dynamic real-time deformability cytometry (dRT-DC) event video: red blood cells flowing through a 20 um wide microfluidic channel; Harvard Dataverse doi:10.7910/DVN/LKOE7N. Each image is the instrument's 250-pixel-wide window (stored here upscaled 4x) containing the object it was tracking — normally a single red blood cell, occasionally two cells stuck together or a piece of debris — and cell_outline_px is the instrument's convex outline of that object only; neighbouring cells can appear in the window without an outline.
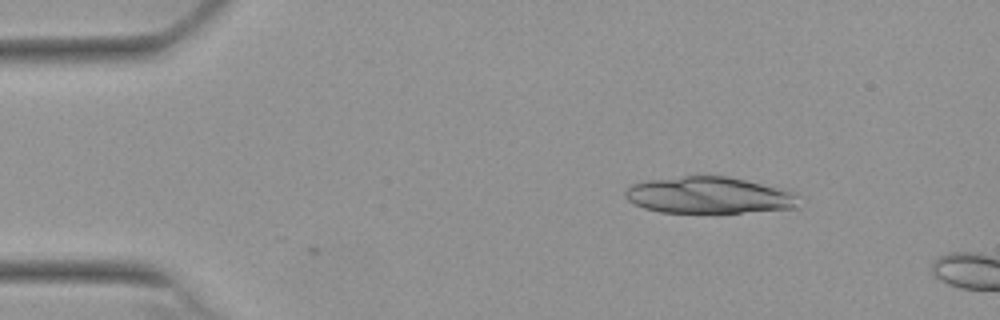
{"species": "Egyptian fruit bat (a non-hibernating species)", "species_latin": "Rousettus aegyptiacus", "temperature_condition": "warm", "stored_images_in_passage": 2, "camera_frame_rate_fps": 3000, "um_per_image_px": 0.085, "animal": {"sex": "female"}, "frame": {"image": 1, "passage_image": 1, "time_ms": 0.0, "image_size_px": [1000, 320], "cell_outline_px": [[800, 208], [740, 212], [660, 212], [644, 208], [628, 200], [624, 196], [624, 192], [632, 184], [644, 180], [684, 176], [728, 176], [788, 188], [796, 192], [800, 196]], "centroid_in_image_um": [60.37, 16.58], "position_along_channel_um": 24.6, "area_um2": 37.63}}